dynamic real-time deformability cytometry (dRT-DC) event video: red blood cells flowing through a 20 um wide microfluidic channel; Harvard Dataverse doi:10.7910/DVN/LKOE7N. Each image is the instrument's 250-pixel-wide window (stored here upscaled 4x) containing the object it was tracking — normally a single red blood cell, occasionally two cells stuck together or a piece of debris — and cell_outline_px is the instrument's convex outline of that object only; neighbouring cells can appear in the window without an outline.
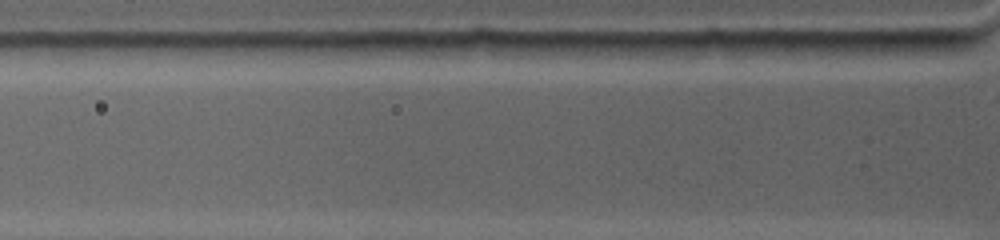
{"species": "common noctule bat (a hibernating species)", "species_latin": "Nyctalus noctula", "temperature_condition": "warm", "stored_images_in_passage": 6, "camera_frame_rate_fps": 4500, "um_per_image_px": 0.085, "animal": {"sex": "female", "body_mass_g": 19.0, "forearm_length_mm": 53.3}, "frame": {"image": 1, "passage_image": 6, "time_ms": 2.667, "image_size_px": [1000, 240], "cell_outline_px": [[968, 48], [932, 56], [888, 60], [844, 44], [844, 40], [964, 40]], "centroid_in_image_um": [77.07, 4.06], "position_along_channel_um": 48.7, "area_um2": 12.54}}